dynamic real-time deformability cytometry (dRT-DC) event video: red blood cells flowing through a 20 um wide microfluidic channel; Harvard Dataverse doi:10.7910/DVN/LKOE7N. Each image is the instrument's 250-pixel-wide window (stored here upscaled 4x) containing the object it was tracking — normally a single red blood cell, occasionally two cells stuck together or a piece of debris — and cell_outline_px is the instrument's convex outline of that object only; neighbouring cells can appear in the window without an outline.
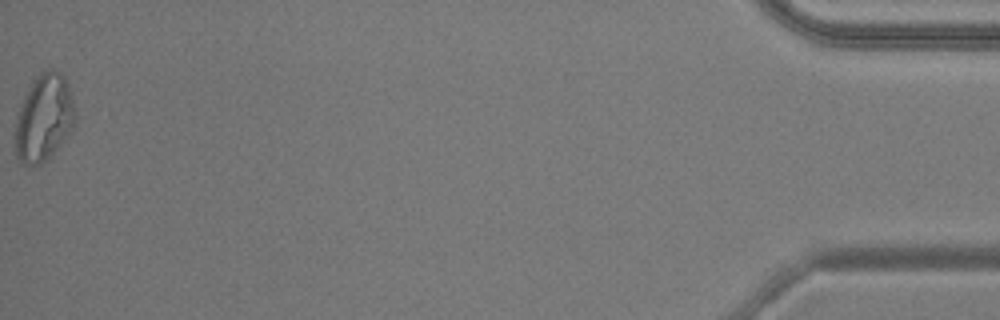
{"species": "common noctule bat (a hibernating species)", "species_latin": "Nyctalus noctula", "temperature_condition": "warm", "stored_images_in_passage": 36, "camera_frame_rate_fps": 3000, "um_per_image_px": 0.085, "animal": {"sex": "male", "body_mass_g": 20.5, "forearm_length_mm": 52.5}, "frame": {"image": 1, "passage_image": 36, "time_ms": 11.667, "image_size_px": [1000, 320], "cell_outline_px": [[76, 120], [72, 128], [56, 148], [40, 164], [24, 164], [16, 156], [12, 136], [16, 112], [32, 80], [40, 72], [48, 68], [52, 68], [60, 72], [64, 76], [68, 84], [72, 96], [76, 112]], "centroid_in_image_um": [3.68, 9.97], "position_along_channel_um": 431.5, "area_um2": 30.81}}